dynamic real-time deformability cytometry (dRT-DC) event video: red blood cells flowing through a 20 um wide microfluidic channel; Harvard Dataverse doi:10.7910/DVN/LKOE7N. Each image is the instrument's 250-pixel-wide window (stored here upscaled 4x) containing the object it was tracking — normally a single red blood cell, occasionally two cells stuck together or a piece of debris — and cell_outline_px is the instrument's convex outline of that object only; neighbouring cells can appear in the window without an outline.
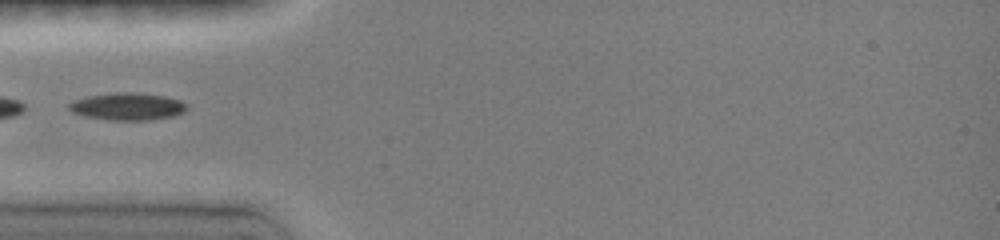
{"species": "common noctule bat (a hibernating species)", "species_latin": "Nyctalus noctula", "temperature_condition": "room temperature", "stored_images_in_passage": 5, "camera_frame_rate_fps": 3000, "um_per_image_px": 0.085, "animal": {"sex": "female", "body_mass_g": 19.0, "forearm_length_mm": 51.5}, "frame": {"image": 1, "passage_image": 2, "time_ms": 0.667, "image_size_px": [1000, 240], "cell_outline_px": [[188, 108], [184, 112], [176, 116], [148, 120], [108, 120], [84, 116], [72, 112], [68, 108], [68, 104], [76, 100], [88, 96], [116, 92], [124, 92], [164, 96], [180, 100]], "centroid_in_image_um": [10.84, 9.07], "position_along_channel_um": 74.2, "area_um2": 18.61}}